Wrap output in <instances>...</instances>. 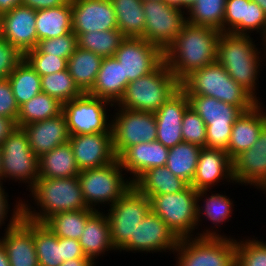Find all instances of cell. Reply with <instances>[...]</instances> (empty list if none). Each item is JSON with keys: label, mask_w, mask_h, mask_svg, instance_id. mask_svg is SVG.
<instances>
[{"label": "cell", "mask_w": 266, "mask_h": 266, "mask_svg": "<svg viewBox=\"0 0 266 266\" xmlns=\"http://www.w3.org/2000/svg\"><path fill=\"white\" fill-rule=\"evenodd\" d=\"M30 191L40 212L19 200V213L34 222L44 223L59 212L91 209L85 203L78 177L39 178Z\"/></svg>", "instance_id": "7a4b0ae2"}, {"label": "cell", "mask_w": 266, "mask_h": 266, "mask_svg": "<svg viewBox=\"0 0 266 266\" xmlns=\"http://www.w3.org/2000/svg\"><path fill=\"white\" fill-rule=\"evenodd\" d=\"M207 129L205 122L201 117L189 106L182 118V137L183 142L206 147Z\"/></svg>", "instance_id": "bcb514c9"}, {"label": "cell", "mask_w": 266, "mask_h": 266, "mask_svg": "<svg viewBox=\"0 0 266 266\" xmlns=\"http://www.w3.org/2000/svg\"><path fill=\"white\" fill-rule=\"evenodd\" d=\"M221 32L208 26L186 23L165 49L164 62L181 83L194 71L217 61Z\"/></svg>", "instance_id": "6da1fadb"}, {"label": "cell", "mask_w": 266, "mask_h": 266, "mask_svg": "<svg viewBox=\"0 0 266 266\" xmlns=\"http://www.w3.org/2000/svg\"><path fill=\"white\" fill-rule=\"evenodd\" d=\"M63 103L44 92L38 93L19 107L17 127L46 120L61 114Z\"/></svg>", "instance_id": "e575fe53"}, {"label": "cell", "mask_w": 266, "mask_h": 266, "mask_svg": "<svg viewBox=\"0 0 266 266\" xmlns=\"http://www.w3.org/2000/svg\"><path fill=\"white\" fill-rule=\"evenodd\" d=\"M235 183L256 186L266 191V125L256 143L239 154L233 161Z\"/></svg>", "instance_id": "7402d4cb"}, {"label": "cell", "mask_w": 266, "mask_h": 266, "mask_svg": "<svg viewBox=\"0 0 266 266\" xmlns=\"http://www.w3.org/2000/svg\"><path fill=\"white\" fill-rule=\"evenodd\" d=\"M102 57L77 46L67 60V70L83 93H88L95 83Z\"/></svg>", "instance_id": "d6a6232c"}, {"label": "cell", "mask_w": 266, "mask_h": 266, "mask_svg": "<svg viewBox=\"0 0 266 266\" xmlns=\"http://www.w3.org/2000/svg\"><path fill=\"white\" fill-rule=\"evenodd\" d=\"M24 59L40 75L45 76L67 69V59L45 53H26Z\"/></svg>", "instance_id": "7dc6e473"}, {"label": "cell", "mask_w": 266, "mask_h": 266, "mask_svg": "<svg viewBox=\"0 0 266 266\" xmlns=\"http://www.w3.org/2000/svg\"><path fill=\"white\" fill-rule=\"evenodd\" d=\"M169 148L159 141L139 143L126 148L117 158L126 173L130 172L134 183L145 171L166 166Z\"/></svg>", "instance_id": "484cf974"}, {"label": "cell", "mask_w": 266, "mask_h": 266, "mask_svg": "<svg viewBox=\"0 0 266 266\" xmlns=\"http://www.w3.org/2000/svg\"><path fill=\"white\" fill-rule=\"evenodd\" d=\"M261 105L262 103H258L249 111L242 112L233 124L226 150L232 161L256 143L260 132L266 125V113L263 112Z\"/></svg>", "instance_id": "4316f807"}, {"label": "cell", "mask_w": 266, "mask_h": 266, "mask_svg": "<svg viewBox=\"0 0 266 266\" xmlns=\"http://www.w3.org/2000/svg\"><path fill=\"white\" fill-rule=\"evenodd\" d=\"M207 191L210 190H201L198 191L197 194V222L202 221L200 219L202 216H204L205 219H208L211 221V223L215 226H220L223 222L226 223V221H229V218H231V214L233 212V201L232 199H229V197L223 194H211L207 195ZM205 194V195H204ZM207 195V196H206ZM204 198L203 206H200L199 201H201L202 198Z\"/></svg>", "instance_id": "b9f144b4"}, {"label": "cell", "mask_w": 266, "mask_h": 266, "mask_svg": "<svg viewBox=\"0 0 266 266\" xmlns=\"http://www.w3.org/2000/svg\"><path fill=\"white\" fill-rule=\"evenodd\" d=\"M16 127V123L12 119L0 116V145Z\"/></svg>", "instance_id": "f5cc1de1"}, {"label": "cell", "mask_w": 266, "mask_h": 266, "mask_svg": "<svg viewBox=\"0 0 266 266\" xmlns=\"http://www.w3.org/2000/svg\"><path fill=\"white\" fill-rule=\"evenodd\" d=\"M133 185L149 198L152 195L178 193L188 186L184 180L174 175L166 166L150 168Z\"/></svg>", "instance_id": "4dcf8cb0"}, {"label": "cell", "mask_w": 266, "mask_h": 266, "mask_svg": "<svg viewBox=\"0 0 266 266\" xmlns=\"http://www.w3.org/2000/svg\"><path fill=\"white\" fill-rule=\"evenodd\" d=\"M78 47L94 52L102 58L114 57L121 42L125 39L119 29L75 33Z\"/></svg>", "instance_id": "ab89813d"}, {"label": "cell", "mask_w": 266, "mask_h": 266, "mask_svg": "<svg viewBox=\"0 0 266 266\" xmlns=\"http://www.w3.org/2000/svg\"><path fill=\"white\" fill-rule=\"evenodd\" d=\"M74 33L118 29L110 0H71Z\"/></svg>", "instance_id": "44dd1931"}, {"label": "cell", "mask_w": 266, "mask_h": 266, "mask_svg": "<svg viewBox=\"0 0 266 266\" xmlns=\"http://www.w3.org/2000/svg\"><path fill=\"white\" fill-rule=\"evenodd\" d=\"M190 106L187 94L180 88L156 112V140L167 148L183 142L182 118Z\"/></svg>", "instance_id": "603a6c76"}, {"label": "cell", "mask_w": 266, "mask_h": 266, "mask_svg": "<svg viewBox=\"0 0 266 266\" xmlns=\"http://www.w3.org/2000/svg\"><path fill=\"white\" fill-rule=\"evenodd\" d=\"M179 238L156 214L150 211L135 230V239H129L120 249L128 252H174Z\"/></svg>", "instance_id": "e0dca14e"}, {"label": "cell", "mask_w": 266, "mask_h": 266, "mask_svg": "<svg viewBox=\"0 0 266 266\" xmlns=\"http://www.w3.org/2000/svg\"><path fill=\"white\" fill-rule=\"evenodd\" d=\"M255 30L261 33L262 45L266 52V15L263 9L251 0H227L223 33L249 35Z\"/></svg>", "instance_id": "d6986e66"}, {"label": "cell", "mask_w": 266, "mask_h": 266, "mask_svg": "<svg viewBox=\"0 0 266 266\" xmlns=\"http://www.w3.org/2000/svg\"><path fill=\"white\" fill-rule=\"evenodd\" d=\"M0 147L2 180L11 178L28 183L30 190L39 179V163L24 129L16 127Z\"/></svg>", "instance_id": "8fae6325"}, {"label": "cell", "mask_w": 266, "mask_h": 266, "mask_svg": "<svg viewBox=\"0 0 266 266\" xmlns=\"http://www.w3.org/2000/svg\"><path fill=\"white\" fill-rule=\"evenodd\" d=\"M196 0H180V9L188 10Z\"/></svg>", "instance_id": "680465c9"}, {"label": "cell", "mask_w": 266, "mask_h": 266, "mask_svg": "<svg viewBox=\"0 0 266 266\" xmlns=\"http://www.w3.org/2000/svg\"><path fill=\"white\" fill-rule=\"evenodd\" d=\"M116 14L118 29L125 38H143L145 15L143 0H110Z\"/></svg>", "instance_id": "836d02e7"}, {"label": "cell", "mask_w": 266, "mask_h": 266, "mask_svg": "<svg viewBox=\"0 0 266 266\" xmlns=\"http://www.w3.org/2000/svg\"><path fill=\"white\" fill-rule=\"evenodd\" d=\"M77 46V36L72 31L66 35L38 41L36 48L27 53L52 54L68 60Z\"/></svg>", "instance_id": "ee69618b"}, {"label": "cell", "mask_w": 266, "mask_h": 266, "mask_svg": "<svg viewBox=\"0 0 266 266\" xmlns=\"http://www.w3.org/2000/svg\"><path fill=\"white\" fill-rule=\"evenodd\" d=\"M18 106L42 92L41 76L23 59L8 77Z\"/></svg>", "instance_id": "8d00e7d4"}, {"label": "cell", "mask_w": 266, "mask_h": 266, "mask_svg": "<svg viewBox=\"0 0 266 266\" xmlns=\"http://www.w3.org/2000/svg\"><path fill=\"white\" fill-rule=\"evenodd\" d=\"M190 107L205 122L206 148L227 150L233 124L242 111L214 97L187 95Z\"/></svg>", "instance_id": "9c48e42d"}, {"label": "cell", "mask_w": 266, "mask_h": 266, "mask_svg": "<svg viewBox=\"0 0 266 266\" xmlns=\"http://www.w3.org/2000/svg\"><path fill=\"white\" fill-rule=\"evenodd\" d=\"M111 120L113 149L118 157L126 148L156 141L155 113L119 108Z\"/></svg>", "instance_id": "5bb4252c"}, {"label": "cell", "mask_w": 266, "mask_h": 266, "mask_svg": "<svg viewBox=\"0 0 266 266\" xmlns=\"http://www.w3.org/2000/svg\"><path fill=\"white\" fill-rule=\"evenodd\" d=\"M114 57L129 82L151 73L164 61L163 51L143 38H125Z\"/></svg>", "instance_id": "2e32d148"}, {"label": "cell", "mask_w": 266, "mask_h": 266, "mask_svg": "<svg viewBox=\"0 0 266 266\" xmlns=\"http://www.w3.org/2000/svg\"><path fill=\"white\" fill-rule=\"evenodd\" d=\"M142 7L146 17L144 39L164 52L187 23L186 11L164 0H143Z\"/></svg>", "instance_id": "7c38bea8"}, {"label": "cell", "mask_w": 266, "mask_h": 266, "mask_svg": "<svg viewBox=\"0 0 266 266\" xmlns=\"http://www.w3.org/2000/svg\"><path fill=\"white\" fill-rule=\"evenodd\" d=\"M234 183L233 162L222 149L203 147L199 154L196 173L190 184L195 190H211L220 180Z\"/></svg>", "instance_id": "cb8c5ba5"}, {"label": "cell", "mask_w": 266, "mask_h": 266, "mask_svg": "<svg viewBox=\"0 0 266 266\" xmlns=\"http://www.w3.org/2000/svg\"><path fill=\"white\" fill-rule=\"evenodd\" d=\"M0 266H10L5 248L0 242Z\"/></svg>", "instance_id": "6f0895ef"}, {"label": "cell", "mask_w": 266, "mask_h": 266, "mask_svg": "<svg viewBox=\"0 0 266 266\" xmlns=\"http://www.w3.org/2000/svg\"><path fill=\"white\" fill-rule=\"evenodd\" d=\"M180 88L187 95L214 97L238 107L242 112L249 111L258 104L246 90L229 76L218 61L191 73L180 83Z\"/></svg>", "instance_id": "277c9868"}, {"label": "cell", "mask_w": 266, "mask_h": 266, "mask_svg": "<svg viewBox=\"0 0 266 266\" xmlns=\"http://www.w3.org/2000/svg\"><path fill=\"white\" fill-rule=\"evenodd\" d=\"M197 194L191 185L174 194L152 195L150 197L151 211L158 215L173 233L179 238L196 236L193 230L197 222Z\"/></svg>", "instance_id": "ba28073f"}, {"label": "cell", "mask_w": 266, "mask_h": 266, "mask_svg": "<svg viewBox=\"0 0 266 266\" xmlns=\"http://www.w3.org/2000/svg\"><path fill=\"white\" fill-rule=\"evenodd\" d=\"M41 88L42 92L57 98L61 103L71 101L84 94L67 69L41 76Z\"/></svg>", "instance_id": "7bdbcfd3"}, {"label": "cell", "mask_w": 266, "mask_h": 266, "mask_svg": "<svg viewBox=\"0 0 266 266\" xmlns=\"http://www.w3.org/2000/svg\"><path fill=\"white\" fill-rule=\"evenodd\" d=\"M28 137L30 148L39 158L42 154L68 143L70 134L64 113L22 127Z\"/></svg>", "instance_id": "d4e9b609"}, {"label": "cell", "mask_w": 266, "mask_h": 266, "mask_svg": "<svg viewBox=\"0 0 266 266\" xmlns=\"http://www.w3.org/2000/svg\"><path fill=\"white\" fill-rule=\"evenodd\" d=\"M253 2H255L256 4H258L264 11L265 15H266V0H251Z\"/></svg>", "instance_id": "91938a15"}, {"label": "cell", "mask_w": 266, "mask_h": 266, "mask_svg": "<svg viewBox=\"0 0 266 266\" xmlns=\"http://www.w3.org/2000/svg\"><path fill=\"white\" fill-rule=\"evenodd\" d=\"M94 209L59 212L49 217L44 224L58 237L79 240L87 219Z\"/></svg>", "instance_id": "f35d334b"}, {"label": "cell", "mask_w": 266, "mask_h": 266, "mask_svg": "<svg viewBox=\"0 0 266 266\" xmlns=\"http://www.w3.org/2000/svg\"><path fill=\"white\" fill-rule=\"evenodd\" d=\"M227 0H196L187 10V23L208 26L223 33V20Z\"/></svg>", "instance_id": "60d3db41"}, {"label": "cell", "mask_w": 266, "mask_h": 266, "mask_svg": "<svg viewBox=\"0 0 266 266\" xmlns=\"http://www.w3.org/2000/svg\"><path fill=\"white\" fill-rule=\"evenodd\" d=\"M38 163L39 178H68L80 174L69 142L42 154Z\"/></svg>", "instance_id": "f546056e"}, {"label": "cell", "mask_w": 266, "mask_h": 266, "mask_svg": "<svg viewBox=\"0 0 266 266\" xmlns=\"http://www.w3.org/2000/svg\"><path fill=\"white\" fill-rule=\"evenodd\" d=\"M95 263L91 258H76L64 261L60 266H95Z\"/></svg>", "instance_id": "11a10c76"}, {"label": "cell", "mask_w": 266, "mask_h": 266, "mask_svg": "<svg viewBox=\"0 0 266 266\" xmlns=\"http://www.w3.org/2000/svg\"><path fill=\"white\" fill-rule=\"evenodd\" d=\"M0 181L2 182V162H1V147H0Z\"/></svg>", "instance_id": "6125c7cd"}, {"label": "cell", "mask_w": 266, "mask_h": 266, "mask_svg": "<svg viewBox=\"0 0 266 266\" xmlns=\"http://www.w3.org/2000/svg\"><path fill=\"white\" fill-rule=\"evenodd\" d=\"M37 39H50L72 32L71 1L59 7L36 10Z\"/></svg>", "instance_id": "1f68e13d"}, {"label": "cell", "mask_w": 266, "mask_h": 266, "mask_svg": "<svg viewBox=\"0 0 266 266\" xmlns=\"http://www.w3.org/2000/svg\"><path fill=\"white\" fill-rule=\"evenodd\" d=\"M78 241L85 256L93 261L108 250L116 251L111 240L108 217L99 210H96L87 219L85 229Z\"/></svg>", "instance_id": "f1b7e54d"}, {"label": "cell", "mask_w": 266, "mask_h": 266, "mask_svg": "<svg viewBox=\"0 0 266 266\" xmlns=\"http://www.w3.org/2000/svg\"><path fill=\"white\" fill-rule=\"evenodd\" d=\"M257 241L266 249V241L264 242L263 240H258Z\"/></svg>", "instance_id": "be15d7a7"}, {"label": "cell", "mask_w": 266, "mask_h": 266, "mask_svg": "<svg viewBox=\"0 0 266 266\" xmlns=\"http://www.w3.org/2000/svg\"><path fill=\"white\" fill-rule=\"evenodd\" d=\"M75 162L80 171L104 166L117 157L112 133H90L70 136Z\"/></svg>", "instance_id": "ffe728a7"}, {"label": "cell", "mask_w": 266, "mask_h": 266, "mask_svg": "<svg viewBox=\"0 0 266 266\" xmlns=\"http://www.w3.org/2000/svg\"><path fill=\"white\" fill-rule=\"evenodd\" d=\"M36 10L18 5L1 15L0 35L25 55L38 44Z\"/></svg>", "instance_id": "ac0fdd59"}, {"label": "cell", "mask_w": 266, "mask_h": 266, "mask_svg": "<svg viewBox=\"0 0 266 266\" xmlns=\"http://www.w3.org/2000/svg\"><path fill=\"white\" fill-rule=\"evenodd\" d=\"M180 89V82L163 61L154 71L130 81L118 108L155 113Z\"/></svg>", "instance_id": "5b68a950"}, {"label": "cell", "mask_w": 266, "mask_h": 266, "mask_svg": "<svg viewBox=\"0 0 266 266\" xmlns=\"http://www.w3.org/2000/svg\"><path fill=\"white\" fill-rule=\"evenodd\" d=\"M128 83L122 64L115 57L103 58L93 88L87 94L105 99L116 106Z\"/></svg>", "instance_id": "83f0119b"}, {"label": "cell", "mask_w": 266, "mask_h": 266, "mask_svg": "<svg viewBox=\"0 0 266 266\" xmlns=\"http://www.w3.org/2000/svg\"><path fill=\"white\" fill-rule=\"evenodd\" d=\"M235 266H266V249L256 240H236Z\"/></svg>", "instance_id": "f6af8a7d"}, {"label": "cell", "mask_w": 266, "mask_h": 266, "mask_svg": "<svg viewBox=\"0 0 266 266\" xmlns=\"http://www.w3.org/2000/svg\"><path fill=\"white\" fill-rule=\"evenodd\" d=\"M33 237L39 266H60L63 263L61 237L44 223L33 221Z\"/></svg>", "instance_id": "74e56055"}, {"label": "cell", "mask_w": 266, "mask_h": 266, "mask_svg": "<svg viewBox=\"0 0 266 266\" xmlns=\"http://www.w3.org/2000/svg\"><path fill=\"white\" fill-rule=\"evenodd\" d=\"M168 5L180 8V0H164Z\"/></svg>", "instance_id": "94428289"}, {"label": "cell", "mask_w": 266, "mask_h": 266, "mask_svg": "<svg viewBox=\"0 0 266 266\" xmlns=\"http://www.w3.org/2000/svg\"><path fill=\"white\" fill-rule=\"evenodd\" d=\"M107 105L112 107L114 104L87 93L63 103L62 112L66 117L70 136L90 133H112V123L108 120L106 112Z\"/></svg>", "instance_id": "4fadbf2b"}, {"label": "cell", "mask_w": 266, "mask_h": 266, "mask_svg": "<svg viewBox=\"0 0 266 266\" xmlns=\"http://www.w3.org/2000/svg\"><path fill=\"white\" fill-rule=\"evenodd\" d=\"M18 113L19 106L13 95L8 78L0 79V116L10 118L16 123Z\"/></svg>", "instance_id": "681fc988"}, {"label": "cell", "mask_w": 266, "mask_h": 266, "mask_svg": "<svg viewBox=\"0 0 266 266\" xmlns=\"http://www.w3.org/2000/svg\"><path fill=\"white\" fill-rule=\"evenodd\" d=\"M24 55L0 35V79L8 78Z\"/></svg>", "instance_id": "c3c4849f"}, {"label": "cell", "mask_w": 266, "mask_h": 266, "mask_svg": "<svg viewBox=\"0 0 266 266\" xmlns=\"http://www.w3.org/2000/svg\"><path fill=\"white\" fill-rule=\"evenodd\" d=\"M202 147L188 142H181L169 149L166 167L188 185L196 173L199 154Z\"/></svg>", "instance_id": "d590c367"}, {"label": "cell", "mask_w": 266, "mask_h": 266, "mask_svg": "<svg viewBox=\"0 0 266 266\" xmlns=\"http://www.w3.org/2000/svg\"><path fill=\"white\" fill-rule=\"evenodd\" d=\"M251 38L250 35L221 33L217 44V61L232 79L261 103L255 90L263 55L259 56V49Z\"/></svg>", "instance_id": "3957f363"}, {"label": "cell", "mask_w": 266, "mask_h": 266, "mask_svg": "<svg viewBox=\"0 0 266 266\" xmlns=\"http://www.w3.org/2000/svg\"><path fill=\"white\" fill-rule=\"evenodd\" d=\"M211 230L180 239L175 266H235L236 240Z\"/></svg>", "instance_id": "8992f818"}, {"label": "cell", "mask_w": 266, "mask_h": 266, "mask_svg": "<svg viewBox=\"0 0 266 266\" xmlns=\"http://www.w3.org/2000/svg\"><path fill=\"white\" fill-rule=\"evenodd\" d=\"M71 0H21V5L34 10L59 7L68 4Z\"/></svg>", "instance_id": "816d5d0a"}, {"label": "cell", "mask_w": 266, "mask_h": 266, "mask_svg": "<svg viewBox=\"0 0 266 266\" xmlns=\"http://www.w3.org/2000/svg\"><path fill=\"white\" fill-rule=\"evenodd\" d=\"M123 171L118 158L104 166L80 171L78 179L88 208L99 210L97 204L104 203L112 206L133 185L123 177L126 174Z\"/></svg>", "instance_id": "52a82bcc"}, {"label": "cell", "mask_w": 266, "mask_h": 266, "mask_svg": "<svg viewBox=\"0 0 266 266\" xmlns=\"http://www.w3.org/2000/svg\"><path fill=\"white\" fill-rule=\"evenodd\" d=\"M107 211L113 247L119 250L135 239L138 224L151 211L150 198L132 185Z\"/></svg>", "instance_id": "30bf717a"}, {"label": "cell", "mask_w": 266, "mask_h": 266, "mask_svg": "<svg viewBox=\"0 0 266 266\" xmlns=\"http://www.w3.org/2000/svg\"><path fill=\"white\" fill-rule=\"evenodd\" d=\"M4 229L0 242L5 248L10 266H39L33 237V221L19 213V201Z\"/></svg>", "instance_id": "9a60e30c"}, {"label": "cell", "mask_w": 266, "mask_h": 266, "mask_svg": "<svg viewBox=\"0 0 266 266\" xmlns=\"http://www.w3.org/2000/svg\"><path fill=\"white\" fill-rule=\"evenodd\" d=\"M61 252L63 262L76 258H88L85 256L80 242L71 238H61Z\"/></svg>", "instance_id": "f907efd6"}, {"label": "cell", "mask_w": 266, "mask_h": 266, "mask_svg": "<svg viewBox=\"0 0 266 266\" xmlns=\"http://www.w3.org/2000/svg\"><path fill=\"white\" fill-rule=\"evenodd\" d=\"M2 185L3 182L0 181V227L2 226L3 223L5 224L4 220L8 218L7 214L9 212L8 198H7L8 193L5 192V189L2 188L3 187Z\"/></svg>", "instance_id": "db71d44e"}, {"label": "cell", "mask_w": 266, "mask_h": 266, "mask_svg": "<svg viewBox=\"0 0 266 266\" xmlns=\"http://www.w3.org/2000/svg\"><path fill=\"white\" fill-rule=\"evenodd\" d=\"M18 5H21V0H0V15L11 11Z\"/></svg>", "instance_id": "9f6ffc18"}]
</instances>
